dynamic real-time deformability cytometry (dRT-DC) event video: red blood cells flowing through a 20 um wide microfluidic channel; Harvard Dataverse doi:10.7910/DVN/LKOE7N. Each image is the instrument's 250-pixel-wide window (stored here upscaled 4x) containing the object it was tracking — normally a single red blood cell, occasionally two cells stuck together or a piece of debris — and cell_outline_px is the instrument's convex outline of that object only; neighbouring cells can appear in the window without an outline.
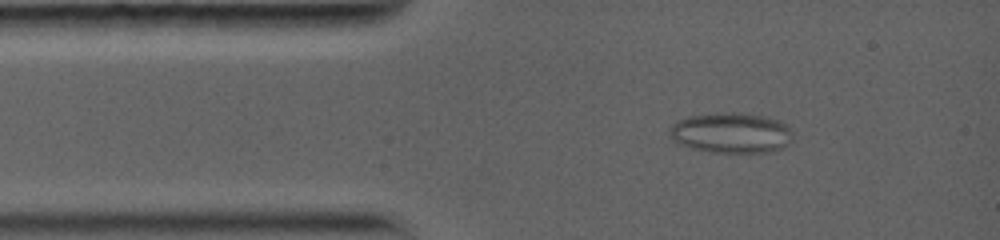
{"species": "common noctule bat (a hibernating species)", "species_latin": "Nyctalus noctula", "temperature_condition": "warm", "stored_images_in_passage": 6, "camera_frame_rate_fps": 5000, "um_per_image_px": 0.085, "animal": {"sex": "female", "body_mass_g": 19.0, "forearm_length_mm": 56.7}, "frame": {"image": 1, "passage_image": 3, "time_ms": 1.8, "image_size_px": [1000, 240], "cell_outline_px": [[792, 136], [788, 144], [772, 152], [708, 152], [692, 148], [680, 144], [672, 140], [668, 132], [668, 128], [672, 124], [688, 116], [716, 112], [744, 112], [764, 116], [780, 120], [788, 124], [792, 128]], "centroid_in_image_um": [62.15, 11.27], "position_along_channel_um": 22.8, "area_um2": 29.54}}
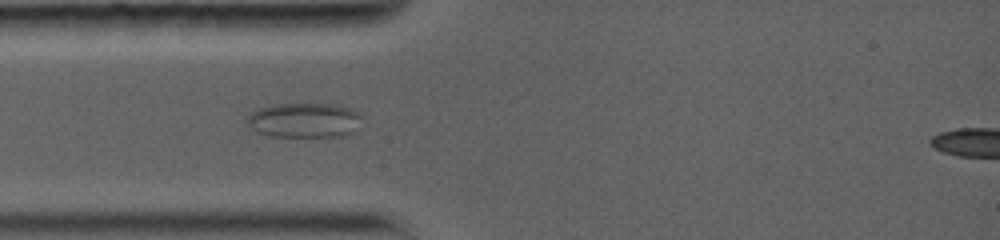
{"frame": {"image": 2, "passage_image": 5, "time_ms": 3.6, "image_size_px": [1000, 240], "cell_outline_px": [[360, 116], [352, 132], [344, 136], [268, 136], [252, 128], [248, 124], [248, 116], [256, 108], [272, 104], [336, 104], [352, 108]], "centroid_in_image_um": [25.82, 10.2], "position_along_channel_um": 59.2, "area_um2": 22.95}}